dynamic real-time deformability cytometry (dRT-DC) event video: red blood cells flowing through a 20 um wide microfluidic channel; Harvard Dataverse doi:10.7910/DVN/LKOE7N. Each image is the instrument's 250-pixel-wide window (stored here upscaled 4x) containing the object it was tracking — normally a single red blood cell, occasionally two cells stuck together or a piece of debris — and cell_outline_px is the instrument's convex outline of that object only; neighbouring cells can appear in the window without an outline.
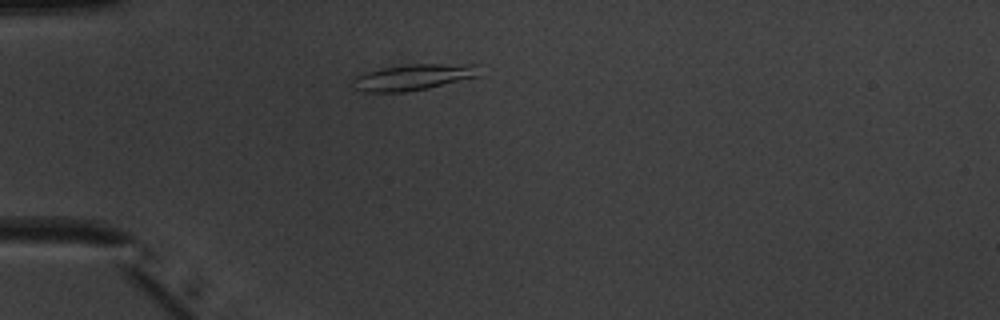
{"species": "common noctule bat (a hibernating species)", "species_latin": "Nyctalus noctula", "temperature_condition": "warm", "stored_images_in_passage": 38, "camera_frame_rate_fps": 3000, "um_per_image_px": 0.085, "animal": {"sex": "male", "body_mass_g": 20.1, "forearm_length_mm": 53.5}, "frame": {"image": 1, "passage_image": 1, "time_ms": 0.0, "image_size_px": [1000, 320], "cell_outline_px": [[480, 76], [428, 88], [404, 92], [364, 92], [356, 88], [352, 80], [356, 76], [368, 72], [384, 68], [408, 64], [480, 64]], "centroid_in_image_um": [35.21, 6.55], "position_along_channel_um": 49.8, "area_um2": 19.13}}
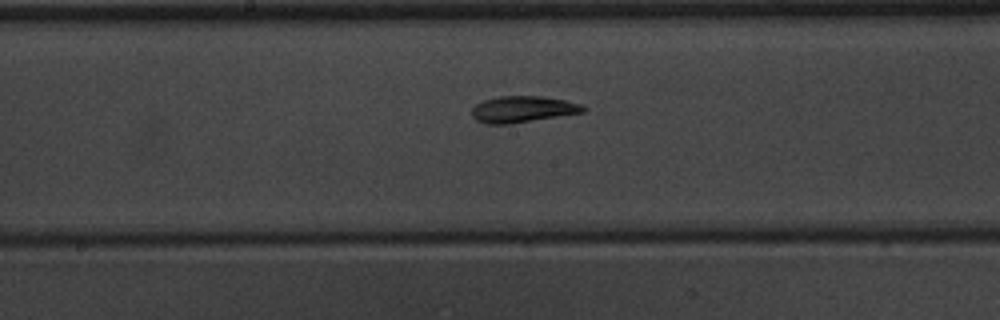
{"frame": {"image": 2, "passage_image": 14, "time_ms": 4.333, "image_size_px": [1000, 320], "cell_outline_px": [[588, 108], [584, 112], [512, 124], [488, 124], [476, 120], [472, 116], [472, 108], [476, 104], [484, 100], [496, 96], [540, 96], [564, 100], [580, 104]], "centroid_in_image_um": [44.42, 9.29], "position_along_channel_um": 203.8, "area_um2": 17.17}}
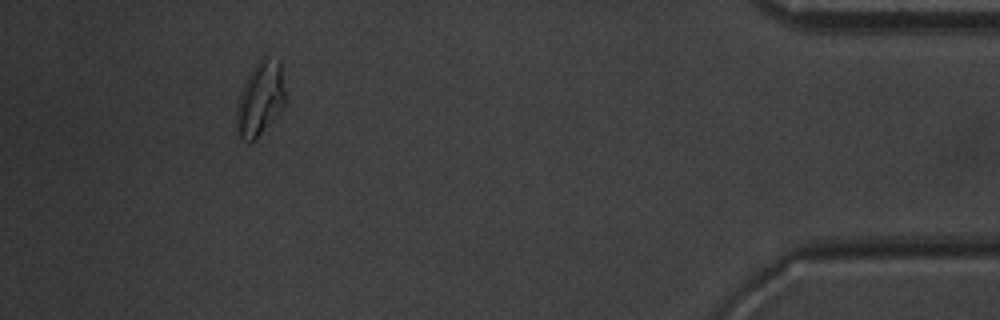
{"frame": {"image": 3, "passage_image": 34, "time_ms": 11.0, "image_size_px": [1000, 320], "cell_outline_px": [[284, 104], [256, 140], [252, 144], [248, 144], [236, 132], [236, 108], [240, 92], [252, 68], [264, 56], [268, 56], [280, 60], [284, 92]], "centroid_in_image_um": [22.08, 8.42], "position_along_channel_um": 413.1, "area_um2": 20.87}, "authors_computed_cell_mechanics": {"area_um2": 16.9354, "velocity_mm_per_s": 3.9481, "shape_relaxation_time_tau1_ms": 4.409, "shape_relaxation_time_tau2_ms": 2.3945, "deformation_change_tau1": 0.1698, "deformation_change_tau2": 0.0869}}